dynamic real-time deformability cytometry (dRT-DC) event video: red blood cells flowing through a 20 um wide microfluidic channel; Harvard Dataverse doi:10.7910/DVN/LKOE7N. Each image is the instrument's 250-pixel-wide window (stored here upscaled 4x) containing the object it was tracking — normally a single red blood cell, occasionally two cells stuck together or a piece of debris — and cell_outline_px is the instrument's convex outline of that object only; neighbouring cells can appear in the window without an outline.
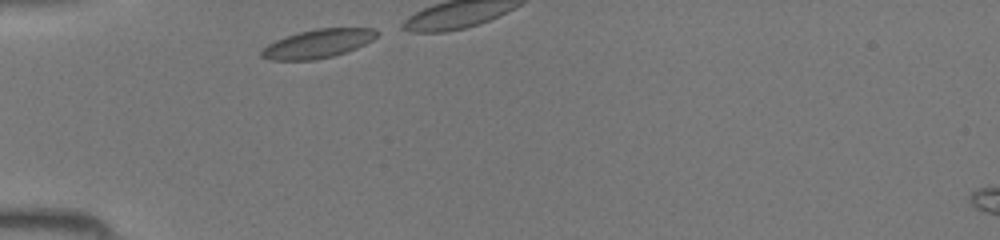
{"species": "common noctule bat (a hibernating species)", "species_latin": "Nyctalus noctula", "temperature_condition": "room temperature", "stored_images_in_passage": 6, "camera_frame_rate_fps": 3000, "um_per_image_px": 0.085, "animal": {"sex": "female", "body_mass_g": 19.5, "forearm_length_mm": 54.1}, "frame": {"image": 1, "passage_image": 1, "time_ms": 0.0, "image_size_px": [1000, 240], "cell_outline_px": [[380, 32], [372, 40], [356, 48], [332, 56], [312, 60], [268, 60], [260, 56], [260, 48], [276, 40], [300, 32], [316, 28], [376, 28]], "centroid_in_image_um": [26.99, 3.71], "position_along_channel_um": 58.0, "area_um2": 19.19}}